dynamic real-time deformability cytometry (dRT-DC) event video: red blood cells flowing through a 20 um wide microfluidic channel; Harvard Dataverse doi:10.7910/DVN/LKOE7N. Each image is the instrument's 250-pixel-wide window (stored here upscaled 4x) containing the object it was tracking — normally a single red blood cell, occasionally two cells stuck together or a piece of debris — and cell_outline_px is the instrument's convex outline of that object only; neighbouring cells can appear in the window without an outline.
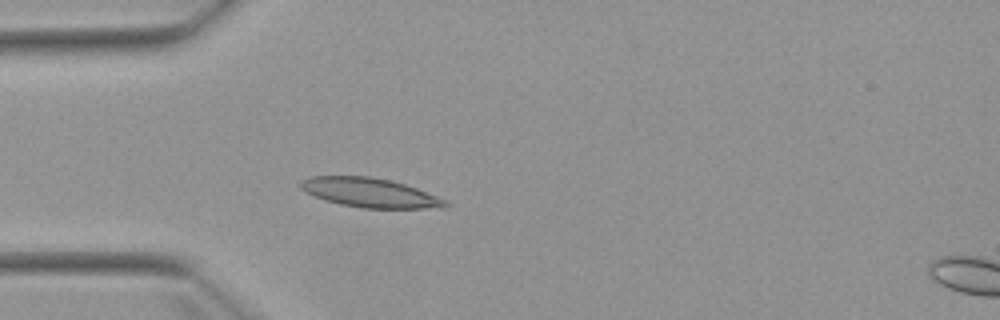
{"species": "Egyptian fruit bat (a non-hibernating species)", "species_latin": "Rousettus aegyptiacus", "temperature_condition": "warm", "stored_images_in_passage": 6, "camera_frame_rate_fps": 3000, "um_per_image_px": 0.085, "animal": {"sex": "female"}, "frame": {"image": 1, "passage_image": 5, "time_ms": 4.667, "image_size_px": [1000, 320], "cell_outline_px": [[452, 204], [444, 208], [360, 208], [340, 204], [324, 200], [304, 192], [300, 188], [300, 180], [308, 176], [368, 176], [392, 180], [416, 188], [436, 196]], "centroid_in_image_um": [31.4, 16.38], "position_along_channel_um": 53.6, "area_um2": 24.85}}